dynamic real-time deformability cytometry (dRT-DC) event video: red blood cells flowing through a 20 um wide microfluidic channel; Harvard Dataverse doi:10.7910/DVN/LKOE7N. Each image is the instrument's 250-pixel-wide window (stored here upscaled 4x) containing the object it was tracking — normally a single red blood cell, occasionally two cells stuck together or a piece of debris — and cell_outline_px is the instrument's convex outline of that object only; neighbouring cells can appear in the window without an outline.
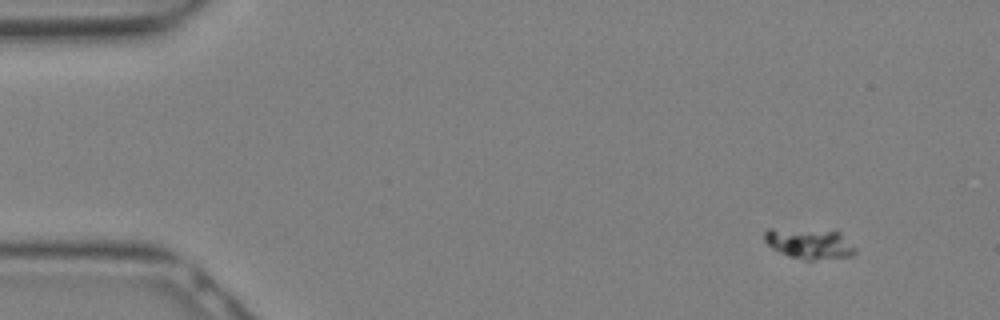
{"species": "Egyptian fruit bat (a non-hibernating species)", "species_latin": "Rousettus aegyptiacus", "temperature_condition": "warm", "stored_images_in_passage": 32, "segment_of_instrument_passage": [1, 2], "camera_frame_rate_fps": 3000, "um_per_image_px": 0.085, "animal": {"sex": "female"}, "frame": {"image": 1, "passage_image": 3, "time_ms": 0.667, "image_size_px": [1000, 320], "cell_outline_px": [[856, 252], [852, 256], [812, 260], [804, 260], [788, 256], [772, 248], [764, 240], [764, 232], [768, 228], [772, 228], [840, 232], [856, 248]], "centroid_in_image_um": [68.79, 20.72], "position_along_channel_um": 16.2, "area_um2": 16.01}}
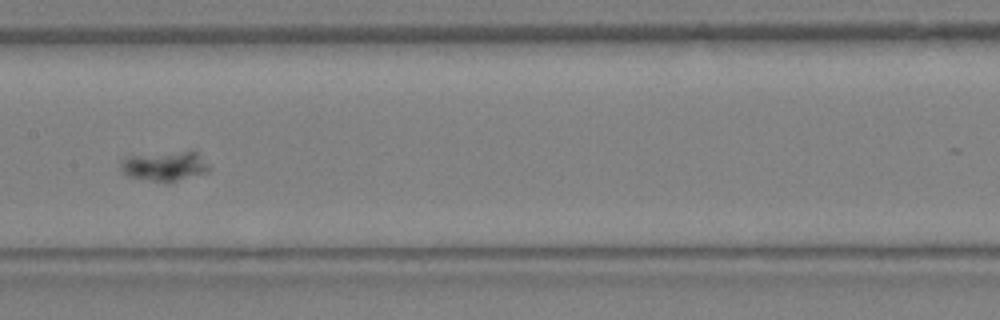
{"frame": {"image": 2, "passage_image": 16, "time_ms": 5.0, "image_size_px": [1000, 320], "cell_outline_px": [[212, 168], [208, 172], [168, 184], [128, 176], [120, 172], [120, 160], [124, 156], [184, 152], [196, 152]], "centroid_in_image_um": [13.97, 14.16], "position_along_channel_um": 193.4, "area_um2": 15.43}}
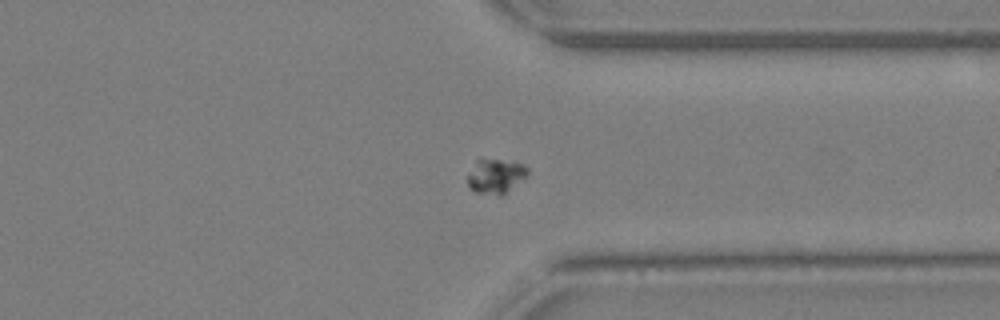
{"frame": {"image": 3, "passage_image": 24, "time_ms": 7.667, "image_size_px": [1000, 320], "cell_outline_px": [[528, 172], [524, 176], [500, 196], [476, 192], [468, 188], [468, 176], [476, 160], [480, 156], [524, 164], [528, 168]], "centroid_in_image_um": [42.06, 14.93], "position_along_channel_um": 369.3, "area_um2": 11.96}}